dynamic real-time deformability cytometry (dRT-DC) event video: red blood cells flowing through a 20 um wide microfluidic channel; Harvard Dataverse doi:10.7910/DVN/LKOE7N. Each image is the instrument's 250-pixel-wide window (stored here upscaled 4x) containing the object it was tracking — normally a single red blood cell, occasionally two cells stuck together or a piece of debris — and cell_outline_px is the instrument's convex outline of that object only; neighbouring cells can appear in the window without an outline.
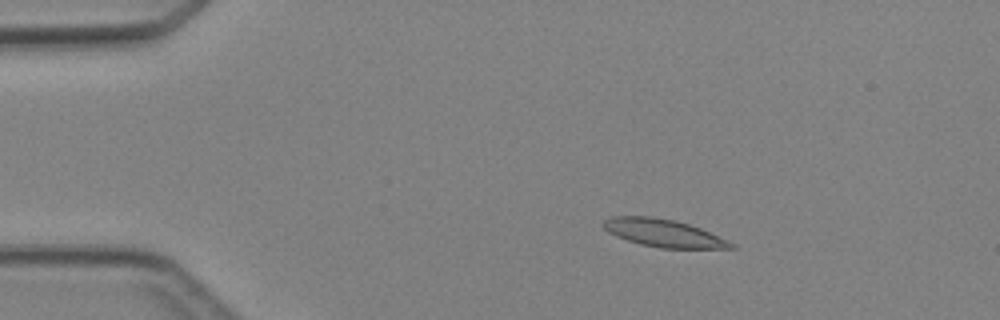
{"species": "Egyptian fruit bat (a non-hibernating species)", "species_latin": "Rousettus aegyptiacus", "temperature_condition": "cold", "stored_images_in_passage": 3, "camera_frame_rate_fps": 3000, "um_per_image_px": 0.085, "animal": {"sex": "female"}, "frame": {"image": 1, "passage_image": 2, "time_ms": 1.333, "image_size_px": [1000, 320], "cell_outline_px": [[736, 248], [660, 248], [640, 244], [616, 236], [608, 232], [600, 224], [604, 220], [612, 216], [652, 216], [676, 220], [700, 228], [728, 240], [736, 244]], "centroid_in_image_um": [56.38, 19.8], "position_along_channel_um": 28.6, "area_um2": 20.63}}